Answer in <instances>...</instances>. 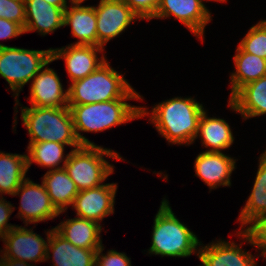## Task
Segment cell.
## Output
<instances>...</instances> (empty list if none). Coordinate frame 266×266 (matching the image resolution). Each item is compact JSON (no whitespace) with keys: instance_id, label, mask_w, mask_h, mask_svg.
<instances>
[{"instance_id":"1","label":"cell","mask_w":266,"mask_h":266,"mask_svg":"<svg viewBox=\"0 0 266 266\" xmlns=\"http://www.w3.org/2000/svg\"><path fill=\"white\" fill-rule=\"evenodd\" d=\"M204 107L192 97H174L153 106L149 121L168 143H194Z\"/></svg>"},{"instance_id":"2","label":"cell","mask_w":266,"mask_h":266,"mask_svg":"<svg viewBox=\"0 0 266 266\" xmlns=\"http://www.w3.org/2000/svg\"><path fill=\"white\" fill-rule=\"evenodd\" d=\"M131 99H115L83 105H68L75 129L81 145H96L83 136L81 132H102L111 127L126 124L134 119L148 116V108L132 106L127 103Z\"/></svg>"},{"instance_id":"3","label":"cell","mask_w":266,"mask_h":266,"mask_svg":"<svg viewBox=\"0 0 266 266\" xmlns=\"http://www.w3.org/2000/svg\"><path fill=\"white\" fill-rule=\"evenodd\" d=\"M70 84L68 105L92 104L115 99L143 100L124 75L112 68L108 61L85 78Z\"/></svg>"},{"instance_id":"4","label":"cell","mask_w":266,"mask_h":266,"mask_svg":"<svg viewBox=\"0 0 266 266\" xmlns=\"http://www.w3.org/2000/svg\"><path fill=\"white\" fill-rule=\"evenodd\" d=\"M152 245L148 253L170 257L198 256L201 241L191 229L174 215L169 201L164 198L154 218Z\"/></svg>"},{"instance_id":"5","label":"cell","mask_w":266,"mask_h":266,"mask_svg":"<svg viewBox=\"0 0 266 266\" xmlns=\"http://www.w3.org/2000/svg\"><path fill=\"white\" fill-rule=\"evenodd\" d=\"M22 123L28 130L29 143L53 141L74 149L78 141L69 107H21Z\"/></svg>"},{"instance_id":"6","label":"cell","mask_w":266,"mask_h":266,"mask_svg":"<svg viewBox=\"0 0 266 266\" xmlns=\"http://www.w3.org/2000/svg\"><path fill=\"white\" fill-rule=\"evenodd\" d=\"M104 156L125 160L116 151L98 145H82L71 149L64 169L79 191L101 186L114 172V166Z\"/></svg>"},{"instance_id":"7","label":"cell","mask_w":266,"mask_h":266,"mask_svg":"<svg viewBox=\"0 0 266 266\" xmlns=\"http://www.w3.org/2000/svg\"><path fill=\"white\" fill-rule=\"evenodd\" d=\"M51 49L29 50L19 47L0 48V76L9 84L15 93L14 109L20 104L18 97L23 86L51 60Z\"/></svg>"},{"instance_id":"8","label":"cell","mask_w":266,"mask_h":266,"mask_svg":"<svg viewBox=\"0 0 266 266\" xmlns=\"http://www.w3.org/2000/svg\"><path fill=\"white\" fill-rule=\"evenodd\" d=\"M53 229L47 231L45 241L40 235L34 233L33 229L17 225L1 238L5 243V249L3 248L0 253L2 252L4 258L27 263L46 262L47 245Z\"/></svg>"},{"instance_id":"9","label":"cell","mask_w":266,"mask_h":266,"mask_svg":"<svg viewBox=\"0 0 266 266\" xmlns=\"http://www.w3.org/2000/svg\"><path fill=\"white\" fill-rule=\"evenodd\" d=\"M97 46L103 47L136 20H141L123 0H100L95 6Z\"/></svg>"},{"instance_id":"10","label":"cell","mask_w":266,"mask_h":266,"mask_svg":"<svg viewBox=\"0 0 266 266\" xmlns=\"http://www.w3.org/2000/svg\"><path fill=\"white\" fill-rule=\"evenodd\" d=\"M19 194L20 208L17 215L24 220L25 226L45 222L61 214L52 204L43 183H34L27 177L12 196Z\"/></svg>"},{"instance_id":"11","label":"cell","mask_w":266,"mask_h":266,"mask_svg":"<svg viewBox=\"0 0 266 266\" xmlns=\"http://www.w3.org/2000/svg\"><path fill=\"white\" fill-rule=\"evenodd\" d=\"M203 1L211 0H160L152 19L174 16L203 42L205 26L212 20V15Z\"/></svg>"},{"instance_id":"12","label":"cell","mask_w":266,"mask_h":266,"mask_svg":"<svg viewBox=\"0 0 266 266\" xmlns=\"http://www.w3.org/2000/svg\"><path fill=\"white\" fill-rule=\"evenodd\" d=\"M101 52H104L103 47L70 44L67 47L51 49V59L65 60L66 72L72 83L85 78L107 61L104 54L102 57L98 56Z\"/></svg>"},{"instance_id":"13","label":"cell","mask_w":266,"mask_h":266,"mask_svg":"<svg viewBox=\"0 0 266 266\" xmlns=\"http://www.w3.org/2000/svg\"><path fill=\"white\" fill-rule=\"evenodd\" d=\"M117 188L116 183H104L96 188L79 191L72 203L76 216L100 224L106 216L114 213Z\"/></svg>"},{"instance_id":"14","label":"cell","mask_w":266,"mask_h":266,"mask_svg":"<svg viewBox=\"0 0 266 266\" xmlns=\"http://www.w3.org/2000/svg\"><path fill=\"white\" fill-rule=\"evenodd\" d=\"M51 62H53L52 59L32 78L29 97L31 106L68 107V89L63 90L56 71L48 68Z\"/></svg>"},{"instance_id":"15","label":"cell","mask_w":266,"mask_h":266,"mask_svg":"<svg viewBox=\"0 0 266 266\" xmlns=\"http://www.w3.org/2000/svg\"><path fill=\"white\" fill-rule=\"evenodd\" d=\"M236 159L223 152H201L194 162L195 175L210 189L231 186V174L236 168Z\"/></svg>"},{"instance_id":"16","label":"cell","mask_w":266,"mask_h":266,"mask_svg":"<svg viewBox=\"0 0 266 266\" xmlns=\"http://www.w3.org/2000/svg\"><path fill=\"white\" fill-rule=\"evenodd\" d=\"M215 241L206 246L200 243L198 258L201 266H257L256 256L243 250L242 243Z\"/></svg>"},{"instance_id":"17","label":"cell","mask_w":266,"mask_h":266,"mask_svg":"<svg viewBox=\"0 0 266 266\" xmlns=\"http://www.w3.org/2000/svg\"><path fill=\"white\" fill-rule=\"evenodd\" d=\"M65 9L50 5L45 0H25L24 33L36 31L44 36L64 27Z\"/></svg>"},{"instance_id":"18","label":"cell","mask_w":266,"mask_h":266,"mask_svg":"<svg viewBox=\"0 0 266 266\" xmlns=\"http://www.w3.org/2000/svg\"><path fill=\"white\" fill-rule=\"evenodd\" d=\"M94 221L76 216L65 219L54 230L64 239L82 249L98 250L103 244L101 240L102 225Z\"/></svg>"},{"instance_id":"19","label":"cell","mask_w":266,"mask_h":266,"mask_svg":"<svg viewBox=\"0 0 266 266\" xmlns=\"http://www.w3.org/2000/svg\"><path fill=\"white\" fill-rule=\"evenodd\" d=\"M228 106L244 120L266 114V75L241 87Z\"/></svg>"},{"instance_id":"20","label":"cell","mask_w":266,"mask_h":266,"mask_svg":"<svg viewBox=\"0 0 266 266\" xmlns=\"http://www.w3.org/2000/svg\"><path fill=\"white\" fill-rule=\"evenodd\" d=\"M96 251L74 246L53 229L47 245L46 261L51 257L52 266H94Z\"/></svg>"},{"instance_id":"21","label":"cell","mask_w":266,"mask_h":266,"mask_svg":"<svg viewBox=\"0 0 266 266\" xmlns=\"http://www.w3.org/2000/svg\"><path fill=\"white\" fill-rule=\"evenodd\" d=\"M96 12L94 6L72 4L64 11V26H71L72 36L78 38L73 45L97 46Z\"/></svg>"},{"instance_id":"22","label":"cell","mask_w":266,"mask_h":266,"mask_svg":"<svg viewBox=\"0 0 266 266\" xmlns=\"http://www.w3.org/2000/svg\"><path fill=\"white\" fill-rule=\"evenodd\" d=\"M198 137L202 146L211 148L206 150L207 152H221L230 148L235 139L230 125L224 119L208 117L205 110L200 117L195 140Z\"/></svg>"},{"instance_id":"23","label":"cell","mask_w":266,"mask_h":266,"mask_svg":"<svg viewBox=\"0 0 266 266\" xmlns=\"http://www.w3.org/2000/svg\"><path fill=\"white\" fill-rule=\"evenodd\" d=\"M240 212L237 220L241 224L239 230H246L248 225L250 226L257 218L266 213V150L259 158L253 189Z\"/></svg>"},{"instance_id":"24","label":"cell","mask_w":266,"mask_h":266,"mask_svg":"<svg viewBox=\"0 0 266 266\" xmlns=\"http://www.w3.org/2000/svg\"><path fill=\"white\" fill-rule=\"evenodd\" d=\"M42 183L55 208L63 213L67 206H72L79 193L76 184L71 180L64 168L50 170L42 177Z\"/></svg>"},{"instance_id":"25","label":"cell","mask_w":266,"mask_h":266,"mask_svg":"<svg viewBox=\"0 0 266 266\" xmlns=\"http://www.w3.org/2000/svg\"><path fill=\"white\" fill-rule=\"evenodd\" d=\"M235 72L230 76L229 99L244 85L266 75V59L244 52L239 46L233 58Z\"/></svg>"},{"instance_id":"26","label":"cell","mask_w":266,"mask_h":266,"mask_svg":"<svg viewBox=\"0 0 266 266\" xmlns=\"http://www.w3.org/2000/svg\"><path fill=\"white\" fill-rule=\"evenodd\" d=\"M27 154L0 152V195H13L26 179Z\"/></svg>"},{"instance_id":"27","label":"cell","mask_w":266,"mask_h":266,"mask_svg":"<svg viewBox=\"0 0 266 266\" xmlns=\"http://www.w3.org/2000/svg\"><path fill=\"white\" fill-rule=\"evenodd\" d=\"M28 145V155H26L28 169L32 163H36L37 165L47 169L49 168L48 171L64 168L69 156V153L64 156V146L67 145L53 141L29 143ZM62 162H64L63 165H60Z\"/></svg>"},{"instance_id":"28","label":"cell","mask_w":266,"mask_h":266,"mask_svg":"<svg viewBox=\"0 0 266 266\" xmlns=\"http://www.w3.org/2000/svg\"><path fill=\"white\" fill-rule=\"evenodd\" d=\"M238 46L244 52L266 59V20L252 26Z\"/></svg>"},{"instance_id":"29","label":"cell","mask_w":266,"mask_h":266,"mask_svg":"<svg viewBox=\"0 0 266 266\" xmlns=\"http://www.w3.org/2000/svg\"><path fill=\"white\" fill-rule=\"evenodd\" d=\"M237 236L250 245L257 247L261 257L266 260V213L257 218L246 230L238 231Z\"/></svg>"},{"instance_id":"30","label":"cell","mask_w":266,"mask_h":266,"mask_svg":"<svg viewBox=\"0 0 266 266\" xmlns=\"http://www.w3.org/2000/svg\"><path fill=\"white\" fill-rule=\"evenodd\" d=\"M0 18L18 23L24 28L25 0H0Z\"/></svg>"},{"instance_id":"31","label":"cell","mask_w":266,"mask_h":266,"mask_svg":"<svg viewBox=\"0 0 266 266\" xmlns=\"http://www.w3.org/2000/svg\"><path fill=\"white\" fill-rule=\"evenodd\" d=\"M104 246L102 245L95 255L96 266H132L131 258L127 257L125 253L117 252L116 250H108L105 254H102Z\"/></svg>"},{"instance_id":"32","label":"cell","mask_w":266,"mask_h":266,"mask_svg":"<svg viewBox=\"0 0 266 266\" xmlns=\"http://www.w3.org/2000/svg\"><path fill=\"white\" fill-rule=\"evenodd\" d=\"M141 20H151L160 0H123Z\"/></svg>"},{"instance_id":"33","label":"cell","mask_w":266,"mask_h":266,"mask_svg":"<svg viewBox=\"0 0 266 266\" xmlns=\"http://www.w3.org/2000/svg\"><path fill=\"white\" fill-rule=\"evenodd\" d=\"M14 210L15 208L12 204L0 196V238H2L12 228L16 227V225L8 223L10 215Z\"/></svg>"},{"instance_id":"34","label":"cell","mask_w":266,"mask_h":266,"mask_svg":"<svg viewBox=\"0 0 266 266\" xmlns=\"http://www.w3.org/2000/svg\"><path fill=\"white\" fill-rule=\"evenodd\" d=\"M22 34H24V28L20 24L0 18V40L15 38ZM1 47H7V45L0 43Z\"/></svg>"},{"instance_id":"35","label":"cell","mask_w":266,"mask_h":266,"mask_svg":"<svg viewBox=\"0 0 266 266\" xmlns=\"http://www.w3.org/2000/svg\"><path fill=\"white\" fill-rule=\"evenodd\" d=\"M48 4L57 6L60 8H66L67 6V0H45Z\"/></svg>"},{"instance_id":"36","label":"cell","mask_w":266,"mask_h":266,"mask_svg":"<svg viewBox=\"0 0 266 266\" xmlns=\"http://www.w3.org/2000/svg\"><path fill=\"white\" fill-rule=\"evenodd\" d=\"M10 266H34V265L33 264L31 265L30 263L24 261L10 259Z\"/></svg>"},{"instance_id":"37","label":"cell","mask_w":266,"mask_h":266,"mask_svg":"<svg viewBox=\"0 0 266 266\" xmlns=\"http://www.w3.org/2000/svg\"><path fill=\"white\" fill-rule=\"evenodd\" d=\"M0 257V266H10V259L4 258L2 255Z\"/></svg>"},{"instance_id":"38","label":"cell","mask_w":266,"mask_h":266,"mask_svg":"<svg viewBox=\"0 0 266 266\" xmlns=\"http://www.w3.org/2000/svg\"><path fill=\"white\" fill-rule=\"evenodd\" d=\"M69 1H70L71 5H72V4H81V3H83L86 0H69Z\"/></svg>"},{"instance_id":"39","label":"cell","mask_w":266,"mask_h":266,"mask_svg":"<svg viewBox=\"0 0 266 266\" xmlns=\"http://www.w3.org/2000/svg\"><path fill=\"white\" fill-rule=\"evenodd\" d=\"M211 1H218V2H227V0H211Z\"/></svg>"}]
</instances>
